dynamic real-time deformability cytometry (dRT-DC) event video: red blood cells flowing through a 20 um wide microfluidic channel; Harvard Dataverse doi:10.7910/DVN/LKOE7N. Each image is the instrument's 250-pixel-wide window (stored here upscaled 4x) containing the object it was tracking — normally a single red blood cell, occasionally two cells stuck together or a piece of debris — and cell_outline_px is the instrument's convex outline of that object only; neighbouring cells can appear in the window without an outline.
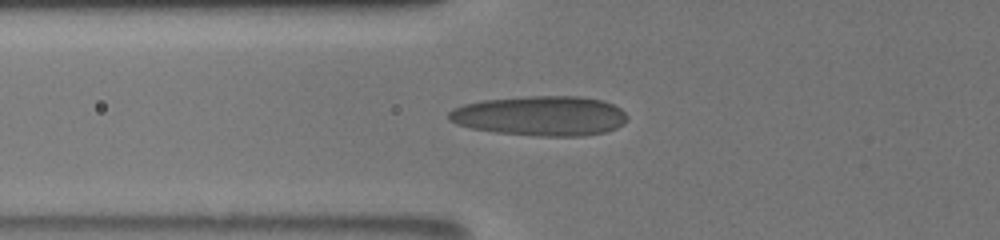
{"species": "human", "species_latin": "Homo sapiens", "temperature_condition": "room temperature", "stored_images_in_passage": 38, "camera_frame_rate_fps": 3000, "um_per_image_px": 0.085, "donor": {"sex": "male"}, "frame": {"image": 1, "passage_image": 6, "time_ms": 1.667, "image_size_px": [1000, 240], "cell_outline_px": [[628, 120], [624, 124], [616, 128], [604, 132], [584, 136], [536, 136], [496, 132], [472, 128], [456, 124], [448, 120], [448, 112], [452, 108], [464, 104], [480, 100], [528, 96], [580, 96], [604, 100], [620, 108], [628, 116]], "centroid_in_image_um": [45.94, 9.84], "position_along_channel_um": 79.9, "area_um2": 41.79}}
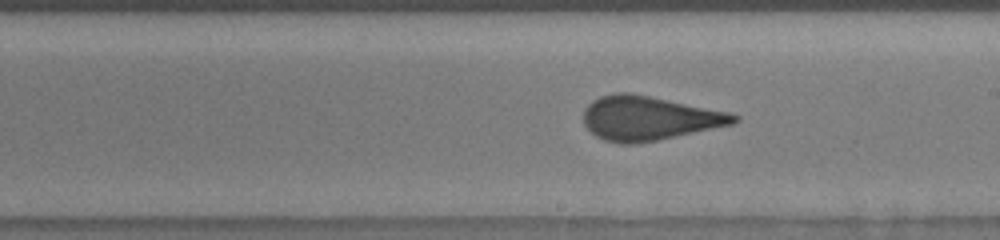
{"frame": {"image": 2, "passage_image": 18, "time_ms": 5.667, "image_size_px": [1000, 240], "cell_outline_px": [[740, 120], [732, 124], [656, 140], [632, 144], [620, 144], [604, 140], [596, 136], [584, 124], [584, 108], [592, 100], [600, 96], [616, 92], [628, 92], [728, 112], [740, 116]], "centroid_in_image_um": [55.11, 10.04], "position_along_channel_um": 233.9, "area_um2": 38.21}}
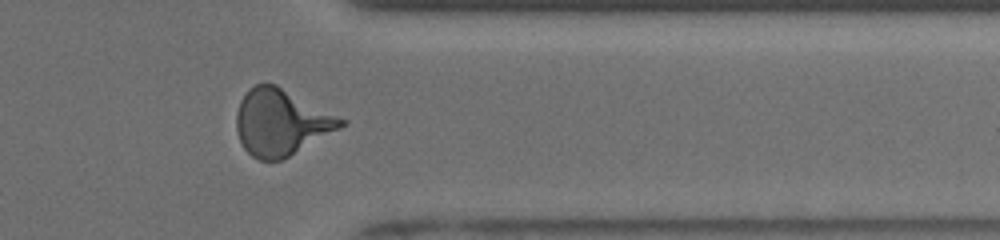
{"frame": {"image": 3, "passage_image": 30, "time_ms": 9.667, "image_size_px": [1000, 240], "cell_outline_px": [[348, 124], [284, 160], [260, 160], [252, 156], [244, 148], [240, 140], [236, 128], [236, 112], [240, 100], [248, 88], [256, 84], [276, 84], [348, 120]], "centroid_in_image_um": [23.92, 10.4], "position_along_channel_um": 387.5, "area_um2": 40.69}, "authors_computed_cell_mechanics": {"area_um2": 38.4659, "velocity_mm_per_s": 3.8973, "shape_relaxation_time_tau1_ms": 8.2735, "shape_relaxation_time_tau2_ms": 0.7386, "deformation_change_tau1": 0.2431, "deformation_change_tau2": 0.0944}}